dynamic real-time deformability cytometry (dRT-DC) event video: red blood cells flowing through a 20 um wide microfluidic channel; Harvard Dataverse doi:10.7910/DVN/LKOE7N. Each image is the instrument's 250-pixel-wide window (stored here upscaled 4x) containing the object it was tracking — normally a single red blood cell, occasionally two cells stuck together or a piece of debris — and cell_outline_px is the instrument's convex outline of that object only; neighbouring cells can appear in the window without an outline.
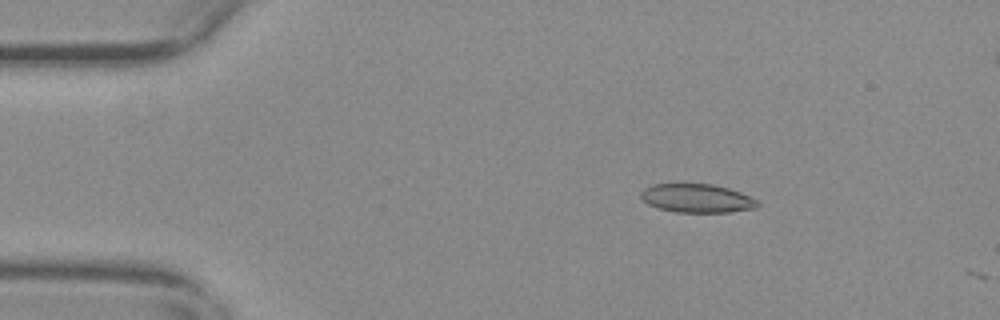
{"species": "common noctule bat (a hibernating species)", "species_latin": "Nyctalus noctula", "temperature_condition": "warm", "stored_images_in_passage": 10, "camera_frame_rate_fps": 3000, "um_per_image_px": 0.085, "animal": {"sex": "female", "body_mass_g": 29.2, "forearm_length_mm": 56.3}, "frame": {"image": 1, "passage_image": 9, "time_ms": 2.667, "image_size_px": [1000, 320], "cell_outline_px": [[760, 204], [756, 208], [728, 212], [676, 212], [660, 208], [648, 204], [640, 196], [640, 192], [644, 188], [652, 184], [712, 184], [728, 188], [740, 192], [760, 200]], "centroid_in_image_um": [59.27, 16.85], "position_along_channel_um": 25.7, "area_um2": 19.48}}